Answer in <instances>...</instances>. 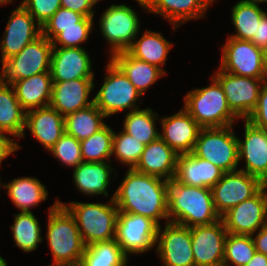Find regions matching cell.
Instances as JSON below:
<instances>
[{"mask_svg": "<svg viewBox=\"0 0 267 266\" xmlns=\"http://www.w3.org/2000/svg\"><path fill=\"white\" fill-rule=\"evenodd\" d=\"M119 187L114 192V201L118 210L124 213L138 214L155 221L168 218V181L153 175L142 174L127 169Z\"/></svg>", "mask_w": 267, "mask_h": 266, "instance_id": "6da1fadb", "label": "cell"}, {"mask_svg": "<svg viewBox=\"0 0 267 266\" xmlns=\"http://www.w3.org/2000/svg\"><path fill=\"white\" fill-rule=\"evenodd\" d=\"M168 218L169 222L186 227L209 225L221 219L211 189L180 184L174 179L168 181Z\"/></svg>", "mask_w": 267, "mask_h": 266, "instance_id": "7a4b0ae2", "label": "cell"}, {"mask_svg": "<svg viewBox=\"0 0 267 266\" xmlns=\"http://www.w3.org/2000/svg\"><path fill=\"white\" fill-rule=\"evenodd\" d=\"M58 200L48 208L46 239L53 263L47 266H77L86 246L73 216Z\"/></svg>", "mask_w": 267, "mask_h": 266, "instance_id": "3957f363", "label": "cell"}, {"mask_svg": "<svg viewBox=\"0 0 267 266\" xmlns=\"http://www.w3.org/2000/svg\"><path fill=\"white\" fill-rule=\"evenodd\" d=\"M109 200L107 204L102 201L63 203L58 200L73 216L85 246L115 239L119 210L114 201V194Z\"/></svg>", "mask_w": 267, "mask_h": 266, "instance_id": "277c9868", "label": "cell"}, {"mask_svg": "<svg viewBox=\"0 0 267 266\" xmlns=\"http://www.w3.org/2000/svg\"><path fill=\"white\" fill-rule=\"evenodd\" d=\"M210 82L209 86L188 91L183 108L202 128L235 125L239 118L228 107L221 84L213 75Z\"/></svg>", "mask_w": 267, "mask_h": 266, "instance_id": "5b68a950", "label": "cell"}, {"mask_svg": "<svg viewBox=\"0 0 267 266\" xmlns=\"http://www.w3.org/2000/svg\"><path fill=\"white\" fill-rule=\"evenodd\" d=\"M103 84L94 94V104L108 118L119 112L139 109L142 94L127 76L109 59Z\"/></svg>", "mask_w": 267, "mask_h": 266, "instance_id": "8992f818", "label": "cell"}, {"mask_svg": "<svg viewBox=\"0 0 267 266\" xmlns=\"http://www.w3.org/2000/svg\"><path fill=\"white\" fill-rule=\"evenodd\" d=\"M233 127L234 125L202 128L193 153L224 172L238 170V137Z\"/></svg>", "mask_w": 267, "mask_h": 266, "instance_id": "52a82bcc", "label": "cell"}, {"mask_svg": "<svg viewBox=\"0 0 267 266\" xmlns=\"http://www.w3.org/2000/svg\"><path fill=\"white\" fill-rule=\"evenodd\" d=\"M137 11L127 4H111L99 19V31L110 45L109 58L118 52L127 51L141 32Z\"/></svg>", "mask_w": 267, "mask_h": 266, "instance_id": "ba28073f", "label": "cell"}, {"mask_svg": "<svg viewBox=\"0 0 267 266\" xmlns=\"http://www.w3.org/2000/svg\"><path fill=\"white\" fill-rule=\"evenodd\" d=\"M52 50V41L41 35L1 64L0 80L12 84L42 72H50Z\"/></svg>", "mask_w": 267, "mask_h": 266, "instance_id": "9c48e42d", "label": "cell"}, {"mask_svg": "<svg viewBox=\"0 0 267 266\" xmlns=\"http://www.w3.org/2000/svg\"><path fill=\"white\" fill-rule=\"evenodd\" d=\"M158 227L159 225L148 217L119 211L115 241L127 258L130 254H144L155 248Z\"/></svg>", "mask_w": 267, "mask_h": 266, "instance_id": "30bf717a", "label": "cell"}, {"mask_svg": "<svg viewBox=\"0 0 267 266\" xmlns=\"http://www.w3.org/2000/svg\"><path fill=\"white\" fill-rule=\"evenodd\" d=\"M221 84L228 107L241 120L256 108L263 78H250L228 73L218 68L212 74Z\"/></svg>", "mask_w": 267, "mask_h": 266, "instance_id": "8fae6325", "label": "cell"}, {"mask_svg": "<svg viewBox=\"0 0 267 266\" xmlns=\"http://www.w3.org/2000/svg\"><path fill=\"white\" fill-rule=\"evenodd\" d=\"M265 184L242 170L225 172L211 188L216 212L220 217L230 208L254 196Z\"/></svg>", "mask_w": 267, "mask_h": 266, "instance_id": "7c38bea8", "label": "cell"}, {"mask_svg": "<svg viewBox=\"0 0 267 266\" xmlns=\"http://www.w3.org/2000/svg\"><path fill=\"white\" fill-rule=\"evenodd\" d=\"M156 251L162 266H195L191 227L167 222L158 227Z\"/></svg>", "mask_w": 267, "mask_h": 266, "instance_id": "4fadbf2b", "label": "cell"}, {"mask_svg": "<svg viewBox=\"0 0 267 266\" xmlns=\"http://www.w3.org/2000/svg\"><path fill=\"white\" fill-rule=\"evenodd\" d=\"M221 50L219 69L238 76L263 78L264 50L251 41L227 37Z\"/></svg>", "mask_w": 267, "mask_h": 266, "instance_id": "5bb4252c", "label": "cell"}, {"mask_svg": "<svg viewBox=\"0 0 267 266\" xmlns=\"http://www.w3.org/2000/svg\"><path fill=\"white\" fill-rule=\"evenodd\" d=\"M228 233L253 235L267 224V184L221 216Z\"/></svg>", "mask_w": 267, "mask_h": 266, "instance_id": "9a60e30c", "label": "cell"}, {"mask_svg": "<svg viewBox=\"0 0 267 266\" xmlns=\"http://www.w3.org/2000/svg\"><path fill=\"white\" fill-rule=\"evenodd\" d=\"M9 17L0 41L1 64L42 35L41 25L21 4Z\"/></svg>", "mask_w": 267, "mask_h": 266, "instance_id": "2e32d148", "label": "cell"}, {"mask_svg": "<svg viewBox=\"0 0 267 266\" xmlns=\"http://www.w3.org/2000/svg\"><path fill=\"white\" fill-rule=\"evenodd\" d=\"M243 122L244 138L238 137V158L239 164L244 160L245 167H239V170L267 184V130L254 126L247 119Z\"/></svg>", "mask_w": 267, "mask_h": 266, "instance_id": "e0dca14e", "label": "cell"}, {"mask_svg": "<svg viewBox=\"0 0 267 266\" xmlns=\"http://www.w3.org/2000/svg\"><path fill=\"white\" fill-rule=\"evenodd\" d=\"M227 234L222 219L213 224L191 227L195 266L223 265Z\"/></svg>", "mask_w": 267, "mask_h": 266, "instance_id": "ac0fdd59", "label": "cell"}, {"mask_svg": "<svg viewBox=\"0 0 267 266\" xmlns=\"http://www.w3.org/2000/svg\"><path fill=\"white\" fill-rule=\"evenodd\" d=\"M159 137L178 155L191 153L202 127L181 107L177 113L160 118Z\"/></svg>", "mask_w": 267, "mask_h": 266, "instance_id": "d6986e66", "label": "cell"}, {"mask_svg": "<svg viewBox=\"0 0 267 266\" xmlns=\"http://www.w3.org/2000/svg\"><path fill=\"white\" fill-rule=\"evenodd\" d=\"M90 58L85 48L53 47L50 64L52 81L94 78Z\"/></svg>", "mask_w": 267, "mask_h": 266, "instance_id": "ffe728a7", "label": "cell"}, {"mask_svg": "<svg viewBox=\"0 0 267 266\" xmlns=\"http://www.w3.org/2000/svg\"><path fill=\"white\" fill-rule=\"evenodd\" d=\"M94 78H81L68 81H53L50 106L64 117L70 113L84 109L94 103L89 100L91 91L95 89Z\"/></svg>", "mask_w": 267, "mask_h": 266, "instance_id": "44dd1931", "label": "cell"}, {"mask_svg": "<svg viewBox=\"0 0 267 266\" xmlns=\"http://www.w3.org/2000/svg\"><path fill=\"white\" fill-rule=\"evenodd\" d=\"M217 0H146L147 12L156 14L172 24V29L192 20L203 19L211 4Z\"/></svg>", "mask_w": 267, "mask_h": 266, "instance_id": "7402d4cb", "label": "cell"}, {"mask_svg": "<svg viewBox=\"0 0 267 266\" xmlns=\"http://www.w3.org/2000/svg\"><path fill=\"white\" fill-rule=\"evenodd\" d=\"M225 172L213 163L193 152L180 154L177 159L174 180L180 184L211 189Z\"/></svg>", "mask_w": 267, "mask_h": 266, "instance_id": "603a6c76", "label": "cell"}, {"mask_svg": "<svg viewBox=\"0 0 267 266\" xmlns=\"http://www.w3.org/2000/svg\"><path fill=\"white\" fill-rule=\"evenodd\" d=\"M46 150L65 133V119L50 105L26 112L25 127Z\"/></svg>", "mask_w": 267, "mask_h": 266, "instance_id": "cb8c5ba5", "label": "cell"}, {"mask_svg": "<svg viewBox=\"0 0 267 266\" xmlns=\"http://www.w3.org/2000/svg\"><path fill=\"white\" fill-rule=\"evenodd\" d=\"M178 154L160 137L145 145L134 170L170 181L174 178Z\"/></svg>", "mask_w": 267, "mask_h": 266, "instance_id": "d4e9b609", "label": "cell"}, {"mask_svg": "<svg viewBox=\"0 0 267 266\" xmlns=\"http://www.w3.org/2000/svg\"><path fill=\"white\" fill-rule=\"evenodd\" d=\"M112 162H82L73 168V181L75 187L83 195L105 197L109 196L108 188L111 184L112 174L117 176ZM113 172V173H112Z\"/></svg>", "mask_w": 267, "mask_h": 266, "instance_id": "484cf974", "label": "cell"}, {"mask_svg": "<svg viewBox=\"0 0 267 266\" xmlns=\"http://www.w3.org/2000/svg\"><path fill=\"white\" fill-rule=\"evenodd\" d=\"M11 85L25 112L50 105L53 87L50 72H42L21 79Z\"/></svg>", "mask_w": 267, "mask_h": 266, "instance_id": "4316f807", "label": "cell"}, {"mask_svg": "<svg viewBox=\"0 0 267 266\" xmlns=\"http://www.w3.org/2000/svg\"><path fill=\"white\" fill-rule=\"evenodd\" d=\"M109 59L127 76L142 96L165 75L157 66L138 60L127 51L113 54Z\"/></svg>", "mask_w": 267, "mask_h": 266, "instance_id": "83f0119b", "label": "cell"}, {"mask_svg": "<svg viewBox=\"0 0 267 266\" xmlns=\"http://www.w3.org/2000/svg\"><path fill=\"white\" fill-rule=\"evenodd\" d=\"M138 33L133 44L127 52L134 58L150 63L160 68L165 74L167 56L173 47V43L168 41L160 32L145 30L142 36ZM140 36V37H139Z\"/></svg>", "mask_w": 267, "mask_h": 266, "instance_id": "f1b7e54d", "label": "cell"}, {"mask_svg": "<svg viewBox=\"0 0 267 266\" xmlns=\"http://www.w3.org/2000/svg\"><path fill=\"white\" fill-rule=\"evenodd\" d=\"M40 181L31 176L14 178L3 183V189L20 212H32V208L48 198V190Z\"/></svg>", "mask_w": 267, "mask_h": 266, "instance_id": "f546056e", "label": "cell"}, {"mask_svg": "<svg viewBox=\"0 0 267 266\" xmlns=\"http://www.w3.org/2000/svg\"><path fill=\"white\" fill-rule=\"evenodd\" d=\"M25 115L11 84L0 80V131L13 138H25Z\"/></svg>", "mask_w": 267, "mask_h": 266, "instance_id": "4dcf8cb0", "label": "cell"}, {"mask_svg": "<svg viewBox=\"0 0 267 266\" xmlns=\"http://www.w3.org/2000/svg\"><path fill=\"white\" fill-rule=\"evenodd\" d=\"M122 130L135 137L145 145L159 138V132L156 121H160L159 114L151 107L139 108L124 114Z\"/></svg>", "mask_w": 267, "mask_h": 266, "instance_id": "1f68e13d", "label": "cell"}, {"mask_svg": "<svg viewBox=\"0 0 267 266\" xmlns=\"http://www.w3.org/2000/svg\"><path fill=\"white\" fill-rule=\"evenodd\" d=\"M236 2L231 8V22L235 33L228 34V37L250 41L256 35L257 23L266 11L260 7V3L246 0Z\"/></svg>", "mask_w": 267, "mask_h": 266, "instance_id": "d6a6232c", "label": "cell"}, {"mask_svg": "<svg viewBox=\"0 0 267 266\" xmlns=\"http://www.w3.org/2000/svg\"><path fill=\"white\" fill-rule=\"evenodd\" d=\"M105 118L107 117L93 103L64 117L65 132L79 141L87 139L107 124Z\"/></svg>", "mask_w": 267, "mask_h": 266, "instance_id": "836d02e7", "label": "cell"}, {"mask_svg": "<svg viewBox=\"0 0 267 266\" xmlns=\"http://www.w3.org/2000/svg\"><path fill=\"white\" fill-rule=\"evenodd\" d=\"M14 215V223L10 225L14 245L25 253L37 250L43 241L40 222L33 212H19Z\"/></svg>", "mask_w": 267, "mask_h": 266, "instance_id": "e575fe53", "label": "cell"}, {"mask_svg": "<svg viewBox=\"0 0 267 266\" xmlns=\"http://www.w3.org/2000/svg\"><path fill=\"white\" fill-rule=\"evenodd\" d=\"M94 18L85 17L77 26L42 27V35L52 41L53 47H82L94 29Z\"/></svg>", "mask_w": 267, "mask_h": 266, "instance_id": "d590c367", "label": "cell"}, {"mask_svg": "<svg viewBox=\"0 0 267 266\" xmlns=\"http://www.w3.org/2000/svg\"><path fill=\"white\" fill-rule=\"evenodd\" d=\"M129 259L115 241L95 242L85 247L81 266H128Z\"/></svg>", "mask_w": 267, "mask_h": 266, "instance_id": "8d00e7d4", "label": "cell"}, {"mask_svg": "<svg viewBox=\"0 0 267 266\" xmlns=\"http://www.w3.org/2000/svg\"><path fill=\"white\" fill-rule=\"evenodd\" d=\"M114 130L105 125L89 138L80 141L83 162H111Z\"/></svg>", "mask_w": 267, "mask_h": 266, "instance_id": "74e56055", "label": "cell"}, {"mask_svg": "<svg viewBox=\"0 0 267 266\" xmlns=\"http://www.w3.org/2000/svg\"><path fill=\"white\" fill-rule=\"evenodd\" d=\"M255 252L251 235L228 233L225 239L223 266H245Z\"/></svg>", "mask_w": 267, "mask_h": 266, "instance_id": "f35d334b", "label": "cell"}, {"mask_svg": "<svg viewBox=\"0 0 267 266\" xmlns=\"http://www.w3.org/2000/svg\"><path fill=\"white\" fill-rule=\"evenodd\" d=\"M145 144L123 130L113 133L112 156L127 169H134L139 162Z\"/></svg>", "mask_w": 267, "mask_h": 266, "instance_id": "ab89813d", "label": "cell"}, {"mask_svg": "<svg viewBox=\"0 0 267 266\" xmlns=\"http://www.w3.org/2000/svg\"><path fill=\"white\" fill-rule=\"evenodd\" d=\"M48 151L61 165L69 168H75L83 162L80 141L66 132Z\"/></svg>", "mask_w": 267, "mask_h": 266, "instance_id": "60d3db41", "label": "cell"}, {"mask_svg": "<svg viewBox=\"0 0 267 266\" xmlns=\"http://www.w3.org/2000/svg\"><path fill=\"white\" fill-rule=\"evenodd\" d=\"M20 4L41 27L61 8V0H22Z\"/></svg>", "mask_w": 267, "mask_h": 266, "instance_id": "b9f144b4", "label": "cell"}, {"mask_svg": "<svg viewBox=\"0 0 267 266\" xmlns=\"http://www.w3.org/2000/svg\"><path fill=\"white\" fill-rule=\"evenodd\" d=\"M84 18L85 16L78 12L61 7L42 27L77 26Z\"/></svg>", "mask_w": 267, "mask_h": 266, "instance_id": "7bdbcfd3", "label": "cell"}, {"mask_svg": "<svg viewBox=\"0 0 267 266\" xmlns=\"http://www.w3.org/2000/svg\"><path fill=\"white\" fill-rule=\"evenodd\" d=\"M247 120L254 126L267 130V84L262 86L256 108Z\"/></svg>", "mask_w": 267, "mask_h": 266, "instance_id": "ee69618b", "label": "cell"}, {"mask_svg": "<svg viewBox=\"0 0 267 266\" xmlns=\"http://www.w3.org/2000/svg\"><path fill=\"white\" fill-rule=\"evenodd\" d=\"M94 4L90 0H61V7L78 12L85 17L94 18Z\"/></svg>", "mask_w": 267, "mask_h": 266, "instance_id": "f6af8a7d", "label": "cell"}, {"mask_svg": "<svg viewBox=\"0 0 267 266\" xmlns=\"http://www.w3.org/2000/svg\"><path fill=\"white\" fill-rule=\"evenodd\" d=\"M12 135L6 132L0 131V165L11 154H15L17 150L21 149V145L18 144L15 138L12 139Z\"/></svg>", "mask_w": 267, "mask_h": 266, "instance_id": "bcb514c9", "label": "cell"}, {"mask_svg": "<svg viewBox=\"0 0 267 266\" xmlns=\"http://www.w3.org/2000/svg\"><path fill=\"white\" fill-rule=\"evenodd\" d=\"M250 41L258 48L267 50V12L262 16L260 22L257 23L256 35Z\"/></svg>", "mask_w": 267, "mask_h": 266, "instance_id": "7dc6e473", "label": "cell"}, {"mask_svg": "<svg viewBox=\"0 0 267 266\" xmlns=\"http://www.w3.org/2000/svg\"><path fill=\"white\" fill-rule=\"evenodd\" d=\"M257 252L267 256V224L262 226L256 233L251 235Z\"/></svg>", "mask_w": 267, "mask_h": 266, "instance_id": "c3c4849f", "label": "cell"}, {"mask_svg": "<svg viewBox=\"0 0 267 266\" xmlns=\"http://www.w3.org/2000/svg\"><path fill=\"white\" fill-rule=\"evenodd\" d=\"M245 266H267V256L256 251L253 258Z\"/></svg>", "mask_w": 267, "mask_h": 266, "instance_id": "681fc988", "label": "cell"}, {"mask_svg": "<svg viewBox=\"0 0 267 266\" xmlns=\"http://www.w3.org/2000/svg\"><path fill=\"white\" fill-rule=\"evenodd\" d=\"M263 81L267 84V50H264L263 54Z\"/></svg>", "mask_w": 267, "mask_h": 266, "instance_id": "f907efd6", "label": "cell"}, {"mask_svg": "<svg viewBox=\"0 0 267 266\" xmlns=\"http://www.w3.org/2000/svg\"><path fill=\"white\" fill-rule=\"evenodd\" d=\"M135 1H137V4L140 7H142V9L144 8L143 10H145V13H146V11H147L146 0H135Z\"/></svg>", "mask_w": 267, "mask_h": 266, "instance_id": "816d5d0a", "label": "cell"}, {"mask_svg": "<svg viewBox=\"0 0 267 266\" xmlns=\"http://www.w3.org/2000/svg\"><path fill=\"white\" fill-rule=\"evenodd\" d=\"M13 2H14L13 0H0V5L5 6L6 4L13 3Z\"/></svg>", "mask_w": 267, "mask_h": 266, "instance_id": "f5cc1de1", "label": "cell"}, {"mask_svg": "<svg viewBox=\"0 0 267 266\" xmlns=\"http://www.w3.org/2000/svg\"><path fill=\"white\" fill-rule=\"evenodd\" d=\"M7 261L0 255V266H7Z\"/></svg>", "mask_w": 267, "mask_h": 266, "instance_id": "db71d44e", "label": "cell"}, {"mask_svg": "<svg viewBox=\"0 0 267 266\" xmlns=\"http://www.w3.org/2000/svg\"><path fill=\"white\" fill-rule=\"evenodd\" d=\"M246 1H250V2H255V3H260V4H265L267 3V0H246Z\"/></svg>", "mask_w": 267, "mask_h": 266, "instance_id": "11a10c76", "label": "cell"}, {"mask_svg": "<svg viewBox=\"0 0 267 266\" xmlns=\"http://www.w3.org/2000/svg\"><path fill=\"white\" fill-rule=\"evenodd\" d=\"M94 5H96L99 1L102 2V0H90Z\"/></svg>", "mask_w": 267, "mask_h": 266, "instance_id": "9f6ffc18", "label": "cell"}, {"mask_svg": "<svg viewBox=\"0 0 267 266\" xmlns=\"http://www.w3.org/2000/svg\"><path fill=\"white\" fill-rule=\"evenodd\" d=\"M0 188H3V182L1 183V179H0Z\"/></svg>", "mask_w": 267, "mask_h": 266, "instance_id": "6f0895ef", "label": "cell"}]
</instances>
